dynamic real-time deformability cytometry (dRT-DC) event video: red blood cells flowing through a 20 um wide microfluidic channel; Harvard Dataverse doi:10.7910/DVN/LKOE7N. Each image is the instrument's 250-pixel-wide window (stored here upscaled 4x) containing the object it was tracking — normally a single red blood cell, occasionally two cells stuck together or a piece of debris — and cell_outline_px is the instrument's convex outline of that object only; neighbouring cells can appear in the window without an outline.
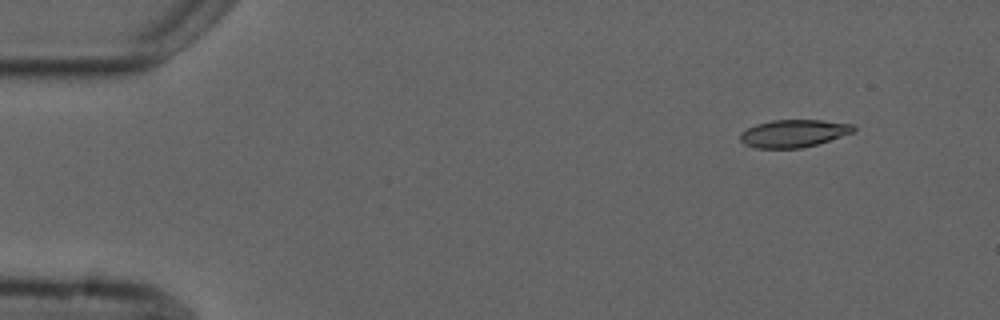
{"species": "common noctule bat (a hibernating species)", "species_latin": "Nyctalus noctula", "temperature_condition": "cold", "stored_images_in_passage": 5, "camera_frame_rate_fps": 3000, "um_per_image_px": 0.085, "animal": {"sex": "male", "forearm_length_mm": 52.5}, "frame": {"image": 1, "passage_image": 1, "time_ms": 0.0, "image_size_px": [1000, 320], "cell_outline_px": [[856, 128], [852, 132], [816, 144], [800, 148], [756, 148], [744, 144], [740, 140], [740, 132], [756, 124], [772, 120], [820, 120], [852, 124]], "centroid_in_image_um": [67.4, 11.33], "position_along_channel_um": 17.6, "area_um2": 17.98}}
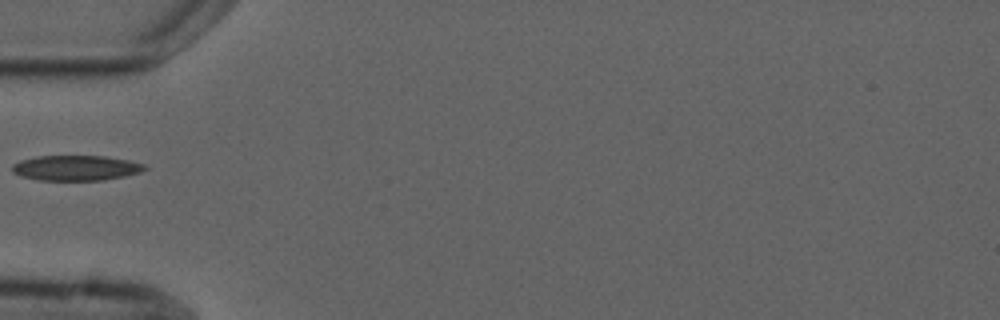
{"frame": {"image": 2, "passage_image": 4, "time_ms": 4.333, "image_size_px": [1000, 320], "cell_outline_px": [[148, 168], [140, 172], [124, 176], [104, 180], [36, 180], [20, 176], [12, 172], [12, 164], [20, 160], [36, 156], [104, 156], [128, 160], [144, 164]], "centroid_in_image_um": [6.42, 14.27], "position_along_channel_um": 78.6, "area_um2": 19.54}}
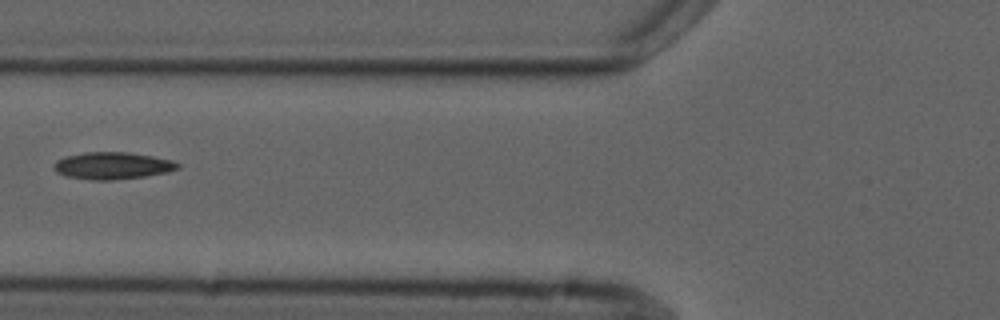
{"frame": {"image": 3, "passage_image": 5, "time_ms": 5.333, "image_size_px": [1000, 320], "cell_outline_px": [[180, 168], [168, 172], [144, 176], [112, 180], [92, 180], [64, 176], [56, 172], [52, 168], [52, 164], [56, 160], [64, 156], [84, 152], [128, 152], [152, 156], [172, 160], [180, 164]], "centroid_in_image_um": [9.51, 14.08], "position_along_channel_um": 116.3, "area_um2": 19.77}}